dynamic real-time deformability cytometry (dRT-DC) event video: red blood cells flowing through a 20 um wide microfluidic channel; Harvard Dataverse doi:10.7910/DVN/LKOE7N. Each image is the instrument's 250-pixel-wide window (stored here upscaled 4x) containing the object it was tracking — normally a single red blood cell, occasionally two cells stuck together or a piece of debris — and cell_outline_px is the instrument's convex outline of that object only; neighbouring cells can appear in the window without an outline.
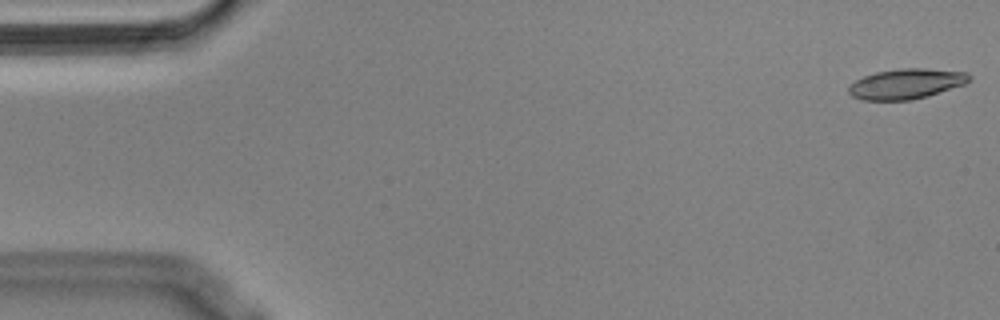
{"species": "Egyptian fruit bat (a non-hibernating species)", "species_latin": "Rousettus aegyptiacus", "temperature_condition": "cold", "stored_images_in_passage": 55, "camera_frame_rate_fps": 3000, "um_per_image_px": 0.085, "animal": {"sex": "male"}, "frame": {"image": 1, "passage_image": 1, "time_ms": 0.0, "image_size_px": [1000, 320], "cell_outline_px": [[972, 80], [964, 84], [928, 96], [912, 100], [860, 100], [852, 96], [848, 92], [848, 88], [856, 80], [864, 76], [876, 72], [900, 68], [924, 68], [968, 72], [972, 76]], "centroid_in_image_um": [77.05, 7.12], "position_along_channel_um": 7.9, "area_um2": 21.33}}
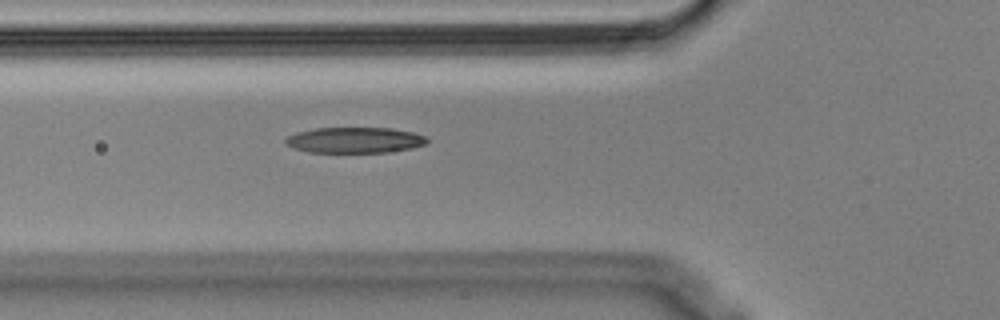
{"frame": {"image": 2, "passage_image": 19, "time_ms": 6.0, "image_size_px": [1000, 320], "cell_outline_px": [[428, 140], [424, 144], [412, 148], [388, 152], [308, 152], [292, 148], [284, 144], [284, 140], [288, 136], [296, 132], [316, 128], [392, 128], [412, 132], [424, 136]], "centroid_in_image_um": [30.09, 11.91], "position_along_channel_um": 95.7, "area_um2": 21.21}}
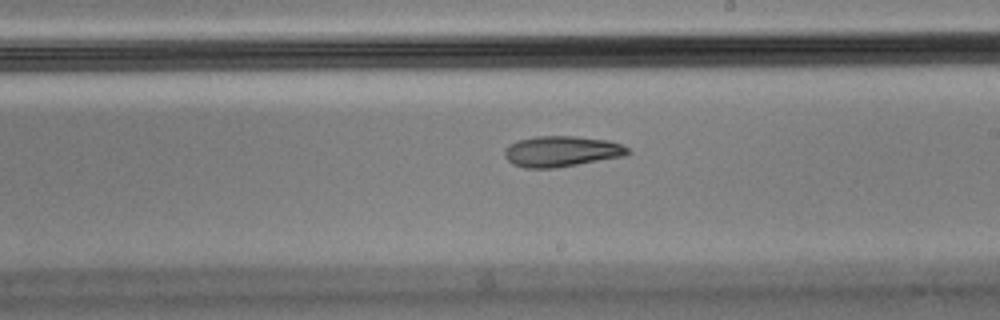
{"frame": {"image": 3, "passage_image": 31, "time_ms": 10.0, "image_size_px": [1000, 320], "cell_outline_px": [[632, 152], [624, 156], [556, 168], [524, 168], [512, 164], [504, 156], [504, 148], [508, 144], [520, 140], [536, 136], [576, 136], [608, 140], [620, 144], [628, 148]], "centroid_in_image_um": [47.71, 12.87], "position_along_channel_um": 241.3, "area_um2": 22.2}}